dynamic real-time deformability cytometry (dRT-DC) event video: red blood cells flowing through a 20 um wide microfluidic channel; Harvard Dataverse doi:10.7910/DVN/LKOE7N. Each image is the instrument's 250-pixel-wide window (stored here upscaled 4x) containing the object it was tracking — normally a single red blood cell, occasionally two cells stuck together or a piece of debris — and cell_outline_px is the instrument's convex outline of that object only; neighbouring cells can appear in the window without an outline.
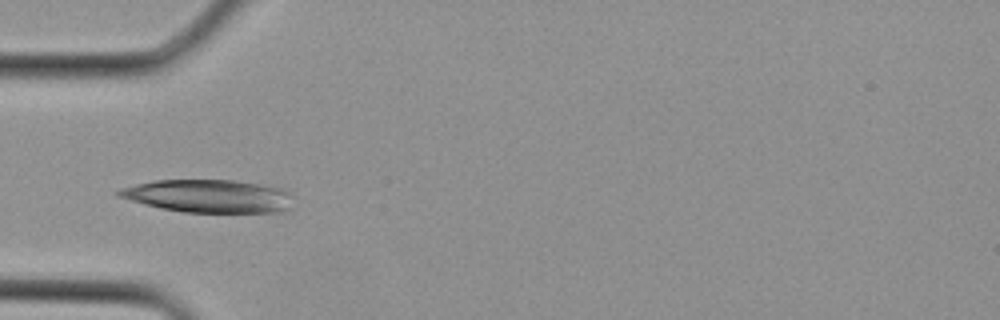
{"species": "Egyptian fruit bat (a non-hibernating species)", "species_latin": "Rousettus aegyptiacus", "temperature_condition": "cold", "stored_images_in_passage": 2, "camera_frame_rate_fps": 3000, "um_per_image_px": 0.085, "animal": {"sex": "female"}, "frame": {"image": 1, "passage_image": 2, "time_ms": 0.333, "image_size_px": [1000, 320], "cell_outline_px": [[292, 196], [288, 208], [284, 212], [184, 212], [160, 208], [144, 204], [116, 196], [112, 192], [120, 188], [136, 184], [156, 180], [232, 180], [260, 184], [280, 188], [292, 192]], "centroid_in_image_um": [17.69, 16.66], "position_along_channel_um": 67.3, "area_um2": 33.58}}